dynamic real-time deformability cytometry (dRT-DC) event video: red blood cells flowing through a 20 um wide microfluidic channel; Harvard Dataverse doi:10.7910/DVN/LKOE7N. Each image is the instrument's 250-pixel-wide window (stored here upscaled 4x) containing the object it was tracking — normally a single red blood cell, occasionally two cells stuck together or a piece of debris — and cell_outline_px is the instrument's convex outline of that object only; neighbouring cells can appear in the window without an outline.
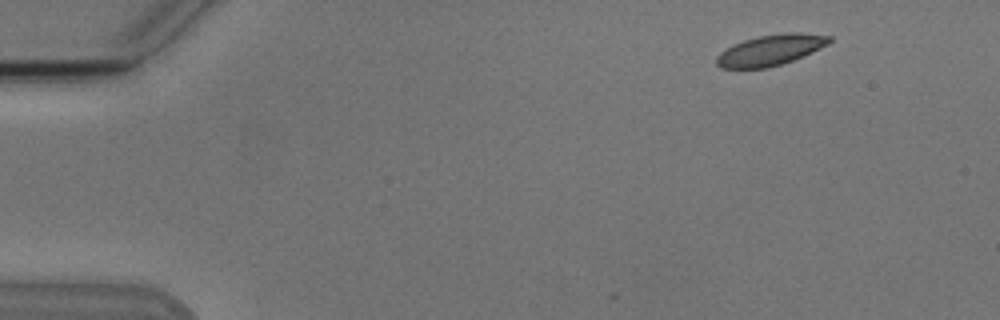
{"species": "Egyptian fruit bat (a non-hibernating species)", "species_latin": "Rousettus aegyptiacus", "temperature_condition": "cold", "stored_images_in_passage": 5, "camera_frame_rate_fps": 3000, "um_per_image_px": 0.085, "animal": {"sex": "male"}, "frame": {"image": 1, "passage_image": 2, "time_ms": 1.333, "image_size_px": [1000, 320], "cell_outline_px": [[832, 40], [828, 44], [812, 52], [792, 60], [768, 68], [720, 68], [716, 64], [716, 56], [720, 52], [732, 44], [756, 36], [784, 32], [800, 32], [832, 36]], "centroid_in_image_um": [65.48, 4.24], "position_along_channel_um": 19.5, "area_um2": 20.35}}